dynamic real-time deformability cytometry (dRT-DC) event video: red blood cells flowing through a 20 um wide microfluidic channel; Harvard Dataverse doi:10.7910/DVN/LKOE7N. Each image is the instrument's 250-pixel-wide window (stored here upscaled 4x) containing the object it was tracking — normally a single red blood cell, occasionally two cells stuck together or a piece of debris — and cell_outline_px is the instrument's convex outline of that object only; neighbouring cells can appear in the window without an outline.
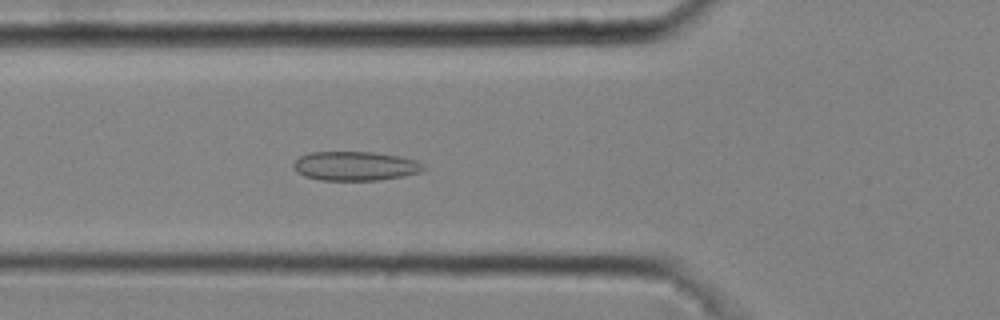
{"species": "common noctule bat (a hibernating species)", "species_latin": "Nyctalus noctula", "temperature_condition": "cold", "stored_images_in_passage": 41, "camera_frame_rate_fps": 3000, "um_per_image_px": 0.085, "animal": {"sex": "male", "body_mass_g": 20.4}, "frame": {"image": 1, "passage_image": 16, "time_ms": 5.0, "image_size_px": [1000, 320], "cell_outline_px": [[428, 168], [420, 172], [380, 180], [320, 180], [304, 176], [296, 172], [292, 168], [292, 164], [300, 156], [312, 152], [372, 152], [400, 156], [416, 160], [424, 164]], "centroid_in_image_um": [30.19, 14.11], "position_along_channel_um": 95.6, "area_um2": 22.2}}
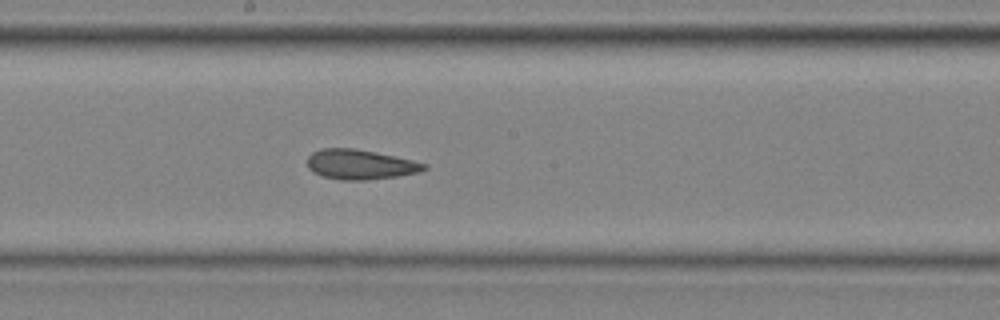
{"frame": {"image": 2, "passage_image": 25, "time_ms": 8.0, "image_size_px": [1000, 320], "cell_outline_px": [[428, 168], [420, 172], [396, 176], [368, 180], [340, 180], [324, 176], [312, 172], [308, 168], [308, 156], [312, 152], [320, 148], [356, 148], [396, 156], [428, 164]], "centroid_in_image_um": [30.62, 13.97], "position_along_channel_um": 217.6, "area_um2": 20.46}}
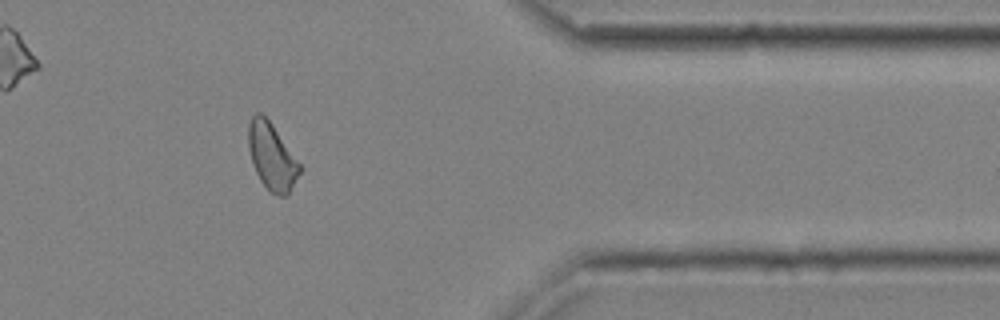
{"frame": {"image": 3, "passage_image": 39, "time_ms": 12.667, "image_size_px": [1000, 320], "cell_outline_px": [[304, 168], [288, 196], [280, 196], [268, 192], [260, 180], [256, 172], [248, 148], [248, 124], [252, 116], [256, 112], [260, 112], [272, 124]], "centroid_in_image_um": [23.14, 13.34], "position_along_channel_um": 388.3, "area_um2": 20.29}, "authors_computed_cell_mechanics": {"area_um2": 20.9236, "velocity_mm_per_s": 4.0661, "shape_relaxation_time_tau1_ms": null, "shape_relaxation_time_tau2_ms": 3.0584, "deformation_change_tau1": null, "deformation_change_tau2": 0.0886}}